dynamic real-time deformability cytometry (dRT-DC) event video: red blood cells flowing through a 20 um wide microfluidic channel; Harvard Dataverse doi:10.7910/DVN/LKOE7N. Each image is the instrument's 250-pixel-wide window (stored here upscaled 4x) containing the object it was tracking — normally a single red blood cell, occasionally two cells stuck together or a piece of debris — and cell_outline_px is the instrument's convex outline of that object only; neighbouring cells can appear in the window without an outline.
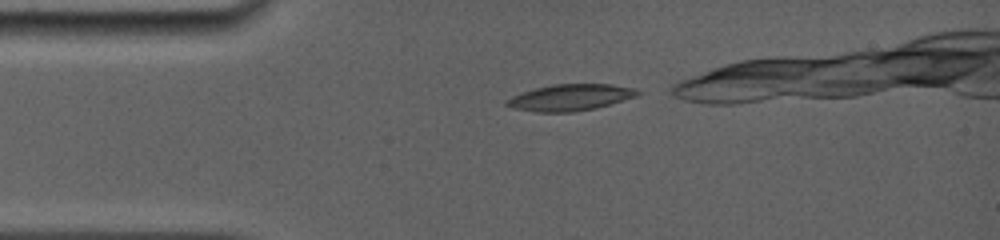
{"species": "common noctule bat (a hibernating species)", "species_latin": "Nyctalus noctula", "temperature_condition": "room temperature", "stored_images_in_passage": 3, "camera_frame_rate_fps": 5000, "um_per_image_px": 0.085, "animal": {"sex": "female", "body_mass_g": 19.0, "forearm_length_mm": 56.7}, "frame": {"image": 1, "passage_image": 1, "time_ms": 0.0, "image_size_px": [1000, 240], "cell_outline_px": [[644, 92], [636, 96], [596, 108], [572, 112], [536, 112], [512, 108], [504, 104], [504, 100], [520, 92], [552, 84], [612, 84], [636, 88]], "centroid_in_image_um": [48.46, 8.28], "position_along_channel_um": 36.5, "area_um2": 20.35}}